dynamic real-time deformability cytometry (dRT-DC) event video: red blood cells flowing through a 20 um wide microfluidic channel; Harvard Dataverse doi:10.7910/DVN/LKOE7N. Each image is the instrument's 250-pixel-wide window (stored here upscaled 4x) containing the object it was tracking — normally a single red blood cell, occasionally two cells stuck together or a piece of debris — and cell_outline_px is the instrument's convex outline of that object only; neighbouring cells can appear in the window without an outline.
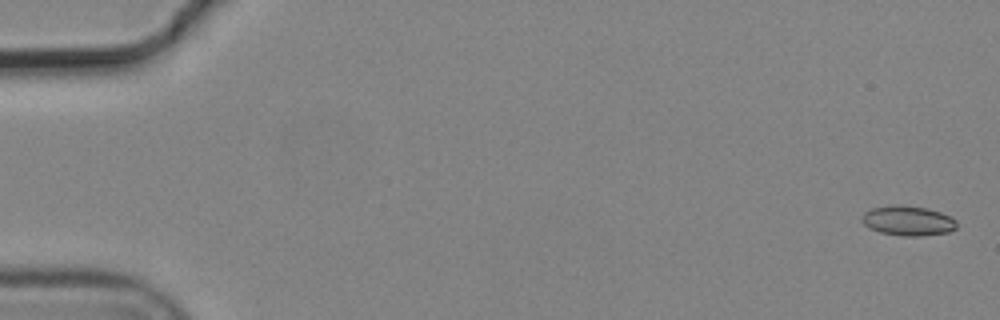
{"species": "common noctule bat (a hibernating species)", "species_latin": "Nyctalus noctula", "temperature_condition": "cold", "stored_images_in_passage": 5, "camera_frame_rate_fps": 3000, "um_per_image_px": 0.085, "animal": {"sex": "male", "body_mass_g": 19.2, "forearm_length_mm": 51.8}, "frame": {"image": 1, "passage_image": 1, "time_ms": 0.0, "image_size_px": [1000, 320], "cell_outline_px": [[956, 228], [948, 232], [920, 236], [904, 236], [880, 232], [868, 228], [860, 220], [864, 212], [872, 208], [896, 204], [900, 204], [924, 208], [940, 212], [956, 220]], "centroid_in_image_um": [77.13, 18.76], "position_along_channel_um": 7.9, "area_um2": 16.42}}
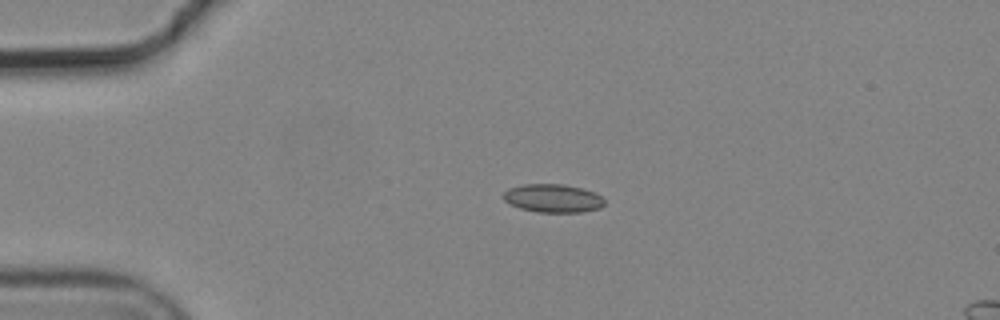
{"frame": {"image": 2, "passage_image": 4, "time_ms": 1.0, "image_size_px": [1000, 320], "cell_outline_px": [[604, 204], [600, 208], [580, 212], [540, 212], [520, 208], [504, 200], [504, 192], [508, 188], [520, 184], [564, 184], [596, 192], [604, 200]], "centroid_in_image_um": [47.0, 16.84], "position_along_channel_um": 38.0, "area_um2": 16.59}}